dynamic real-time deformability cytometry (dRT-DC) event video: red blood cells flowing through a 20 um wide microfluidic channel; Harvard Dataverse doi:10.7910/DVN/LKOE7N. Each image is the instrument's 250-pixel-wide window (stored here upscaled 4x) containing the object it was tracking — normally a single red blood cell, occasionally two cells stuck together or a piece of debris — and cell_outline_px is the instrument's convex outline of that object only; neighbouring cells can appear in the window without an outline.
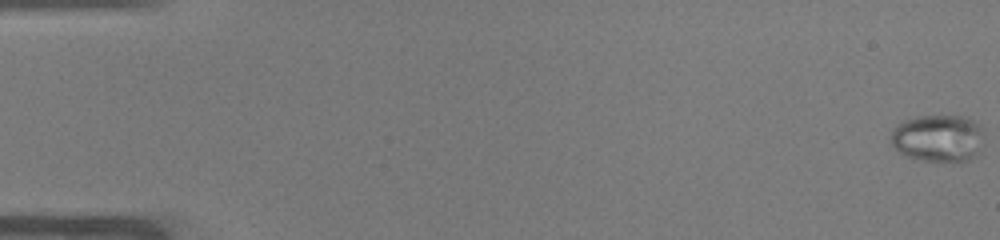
{"species": "common noctule bat (a hibernating species)", "species_latin": "Nyctalus noctula", "temperature_condition": "warm", "stored_images_in_passage": 53, "camera_frame_rate_fps": 3000, "um_per_image_px": 0.085, "animal": {"sex": "male", "body_mass_g": 19.0, "forearm_length_mm": 50.8}, "frame": {"image": 1, "passage_image": 1, "time_ms": 0.0, "image_size_px": [1000, 240], "cell_outline_px": [[984, 132], [980, 152], [976, 156], [968, 160], [920, 160], [908, 156], [900, 152], [892, 144], [888, 136], [904, 120], [916, 116], [968, 116], [980, 124]], "centroid_in_image_um": [79.78, 11.72], "position_along_channel_um": 5.2, "area_um2": 25.66}}
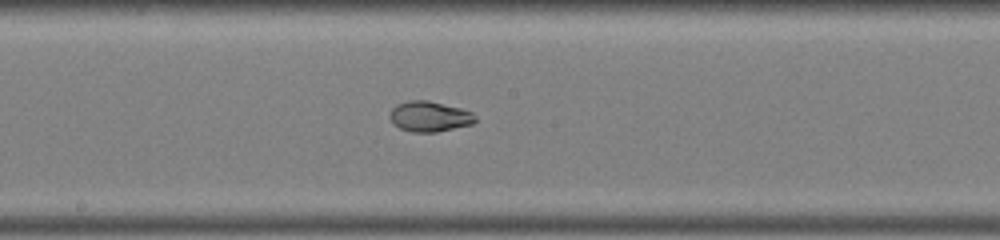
{"frame": {"image": 2, "passage_image": 29, "time_ms": 9.333, "image_size_px": [1000, 240], "cell_outline_px": [[476, 120], [472, 124], [436, 132], [412, 132], [400, 128], [392, 124], [388, 116], [392, 108], [396, 104], [408, 100], [428, 100], [460, 108], [472, 112], [476, 116]], "centroid_in_image_um": [36.47, 9.89], "position_along_channel_um": 211.7, "area_um2": 15.26}}
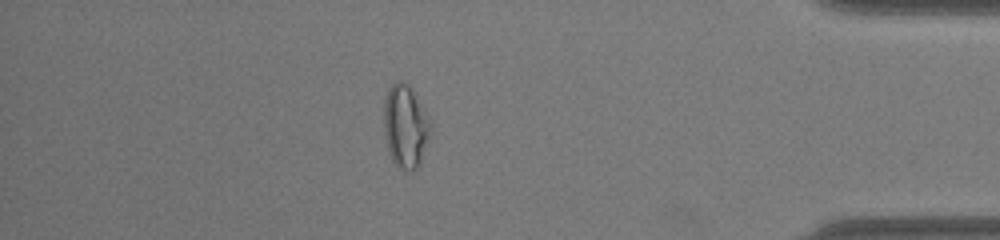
{"frame": {"image": 3, "passage_image": 46, "time_ms": 15.0, "image_size_px": [1000, 240], "cell_outline_px": [[432, 132], [420, 164], [416, 172], [412, 172], [400, 168], [392, 160], [388, 152], [384, 132], [384, 96], [388, 88], [396, 80], [404, 80], [412, 88], [432, 124]], "centroid_in_image_um": [34.47, 10.74], "position_along_channel_um": 400.7, "area_um2": 23.18}}